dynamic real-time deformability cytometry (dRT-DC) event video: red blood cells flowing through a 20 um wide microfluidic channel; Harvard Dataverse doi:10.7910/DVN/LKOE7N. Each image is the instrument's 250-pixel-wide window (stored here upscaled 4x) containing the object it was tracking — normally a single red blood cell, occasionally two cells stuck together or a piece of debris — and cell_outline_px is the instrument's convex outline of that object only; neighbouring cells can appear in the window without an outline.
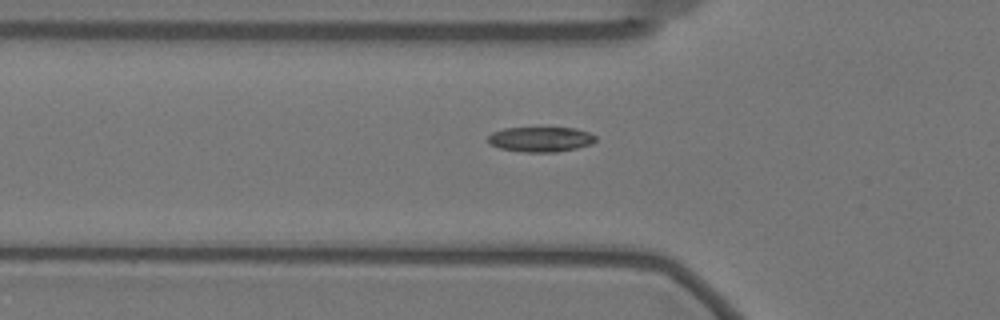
{"species": "Egyptian fruit bat (a non-hibernating species)", "species_latin": "Rousettus aegyptiacus", "temperature_condition": "warm", "stored_images_in_passage": 44, "camera_frame_rate_fps": 3000, "um_per_image_px": 0.085, "animal": {"sex": "female"}, "frame": {"image": 1, "passage_image": 11, "time_ms": 3.333, "image_size_px": [1000, 320], "cell_outline_px": [[596, 140], [592, 144], [576, 148], [556, 152], [528, 152], [500, 148], [492, 144], [488, 140], [488, 136], [492, 132], [504, 128], [576, 128], [588, 132], [596, 136]], "centroid_in_image_um": [45.98, 11.83], "position_along_channel_um": 79.8, "area_um2": 15.55}}
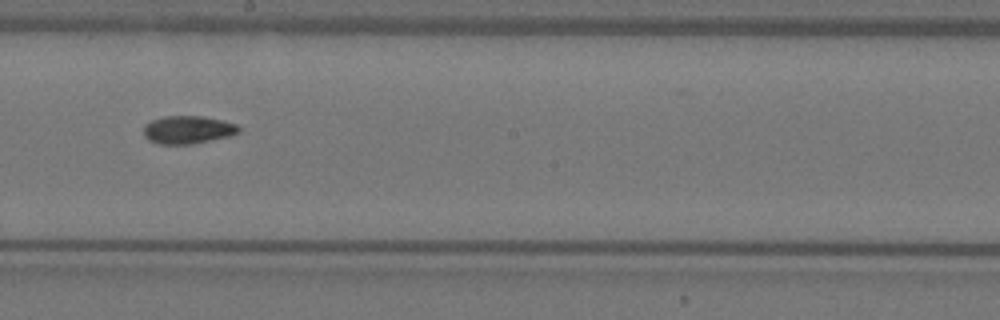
{"frame": {"image": 2, "passage_image": 24, "time_ms": 7.667, "image_size_px": [1000, 320], "cell_outline_px": [[240, 132], [228, 136], [192, 144], [156, 144], [148, 140], [144, 136], [144, 124], [152, 120], [164, 116], [204, 116], [224, 120], [236, 124], [240, 128]], "centroid_in_image_um": [15.95, 11.02], "position_along_channel_um": 232.3, "area_um2": 15.61}}
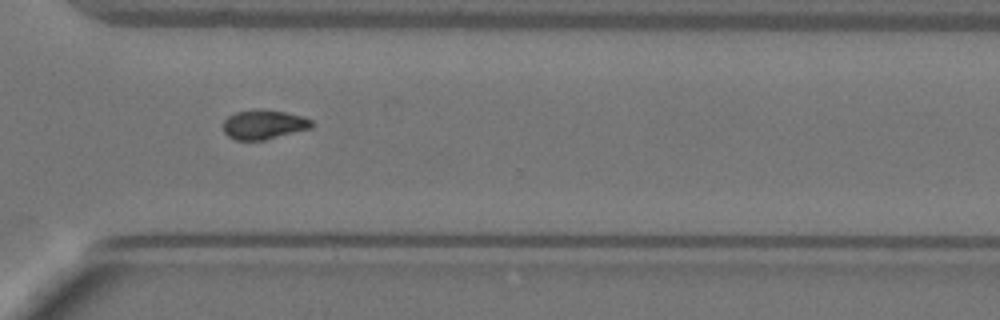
{"frame": {"image": 3, "passage_image": 34, "time_ms": 11.0, "image_size_px": [1000, 320], "cell_outline_px": [[316, 124], [312, 128], [264, 140], [236, 140], [228, 136], [224, 132], [224, 120], [228, 116], [236, 112], [284, 112], [304, 116], [312, 120]], "centroid_in_image_um": [22.48, 10.63], "position_along_channel_um": 348.1, "area_um2": 14.62}}